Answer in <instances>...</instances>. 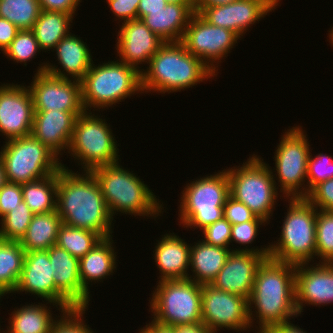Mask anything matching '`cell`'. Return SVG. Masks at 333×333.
I'll return each instance as SVG.
<instances>
[{"label":"cell","instance_id":"cell-1","mask_svg":"<svg viewBox=\"0 0 333 333\" xmlns=\"http://www.w3.org/2000/svg\"><path fill=\"white\" fill-rule=\"evenodd\" d=\"M56 211L63 224L87 229L102 238L113 236V220L92 172H73L62 163L58 171Z\"/></svg>","mask_w":333,"mask_h":333},{"label":"cell","instance_id":"cell-2","mask_svg":"<svg viewBox=\"0 0 333 333\" xmlns=\"http://www.w3.org/2000/svg\"><path fill=\"white\" fill-rule=\"evenodd\" d=\"M295 270V264L271 258L259 266L248 299L250 324L252 327L254 323L259 324L257 333H266L271 327L299 316L295 303Z\"/></svg>","mask_w":333,"mask_h":333},{"label":"cell","instance_id":"cell-3","mask_svg":"<svg viewBox=\"0 0 333 333\" xmlns=\"http://www.w3.org/2000/svg\"><path fill=\"white\" fill-rule=\"evenodd\" d=\"M141 72V89L145 94H165L193 87L217 76L203 61L179 42H165ZM185 88V89H184Z\"/></svg>","mask_w":333,"mask_h":333},{"label":"cell","instance_id":"cell-4","mask_svg":"<svg viewBox=\"0 0 333 333\" xmlns=\"http://www.w3.org/2000/svg\"><path fill=\"white\" fill-rule=\"evenodd\" d=\"M91 172L100 185L112 217L118 214L116 212L154 219L163 214L166 208L163 202L160 203L143 179L124 169L119 162L97 167Z\"/></svg>","mask_w":333,"mask_h":333},{"label":"cell","instance_id":"cell-5","mask_svg":"<svg viewBox=\"0 0 333 333\" xmlns=\"http://www.w3.org/2000/svg\"><path fill=\"white\" fill-rule=\"evenodd\" d=\"M286 199L289 207L279 240L269 243V258L295 265L314 262L317 208L305 197Z\"/></svg>","mask_w":333,"mask_h":333},{"label":"cell","instance_id":"cell-6","mask_svg":"<svg viewBox=\"0 0 333 333\" xmlns=\"http://www.w3.org/2000/svg\"><path fill=\"white\" fill-rule=\"evenodd\" d=\"M81 93L85 111L109 109L134 94L143 93L141 72L120 60H108L98 66L92 62L81 81Z\"/></svg>","mask_w":333,"mask_h":333},{"label":"cell","instance_id":"cell-7","mask_svg":"<svg viewBox=\"0 0 333 333\" xmlns=\"http://www.w3.org/2000/svg\"><path fill=\"white\" fill-rule=\"evenodd\" d=\"M196 178L184 187L179 205V223L184 227L205 229L223 217V206L230 196L226 169Z\"/></svg>","mask_w":333,"mask_h":333},{"label":"cell","instance_id":"cell-8","mask_svg":"<svg viewBox=\"0 0 333 333\" xmlns=\"http://www.w3.org/2000/svg\"><path fill=\"white\" fill-rule=\"evenodd\" d=\"M226 171L230 196L245 204L257 217L269 222L279 197L278 183L269 164L253 154L242 166L229 167Z\"/></svg>","mask_w":333,"mask_h":333},{"label":"cell","instance_id":"cell-9","mask_svg":"<svg viewBox=\"0 0 333 333\" xmlns=\"http://www.w3.org/2000/svg\"><path fill=\"white\" fill-rule=\"evenodd\" d=\"M149 299L155 323L176 327L202 323V285L190 279L163 280Z\"/></svg>","mask_w":333,"mask_h":333},{"label":"cell","instance_id":"cell-10","mask_svg":"<svg viewBox=\"0 0 333 333\" xmlns=\"http://www.w3.org/2000/svg\"><path fill=\"white\" fill-rule=\"evenodd\" d=\"M96 115L84 111L76 118L67 152L74 160H78L83 171L91 172L97 167L113 165L120 160L113 130L106 119L100 118L101 114Z\"/></svg>","mask_w":333,"mask_h":333},{"label":"cell","instance_id":"cell-11","mask_svg":"<svg viewBox=\"0 0 333 333\" xmlns=\"http://www.w3.org/2000/svg\"><path fill=\"white\" fill-rule=\"evenodd\" d=\"M3 145L0 159L8 182L24 184L46 178L62 168L60 158L32 134Z\"/></svg>","mask_w":333,"mask_h":333},{"label":"cell","instance_id":"cell-12","mask_svg":"<svg viewBox=\"0 0 333 333\" xmlns=\"http://www.w3.org/2000/svg\"><path fill=\"white\" fill-rule=\"evenodd\" d=\"M301 127L293 126L282 134L273 158L276 168H271V171L280 184L279 192L285 198L307 196L305 182L308 159L312 150L309 147L307 134ZM273 170H276L275 173Z\"/></svg>","mask_w":333,"mask_h":333},{"label":"cell","instance_id":"cell-13","mask_svg":"<svg viewBox=\"0 0 333 333\" xmlns=\"http://www.w3.org/2000/svg\"><path fill=\"white\" fill-rule=\"evenodd\" d=\"M239 39L241 40L232 30L213 26L195 12L181 42L191 54L218 74V64L231 53Z\"/></svg>","mask_w":333,"mask_h":333},{"label":"cell","instance_id":"cell-14","mask_svg":"<svg viewBox=\"0 0 333 333\" xmlns=\"http://www.w3.org/2000/svg\"><path fill=\"white\" fill-rule=\"evenodd\" d=\"M202 323L217 333L223 327L237 332L250 327L248 299L238 294L215 288L211 284L202 285Z\"/></svg>","mask_w":333,"mask_h":333},{"label":"cell","instance_id":"cell-15","mask_svg":"<svg viewBox=\"0 0 333 333\" xmlns=\"http://www.w3.org/2000/svg\"><path fill=\"white\" fill-rule=\"evenodd\" d=\"M28 86L34 111L84 112L81 82L53 76L47 72L35 73Z\"/></svg>","mask_w":333,"mask_h":333},{"label":"cell","instance_id":"cell-16","mask_svg":"<svg viewBox=\"0 0 333 333\" xmlns=\"http://www.w3.org/2000/svg\"><path fill=\"white\" fill-rule=\"evenodd\" d=\"M281 0H236L225 5L202 7L197 13L209 24L227 28L240 38L249 27L269 15Z\"/></svg>","mask_w":333,"mask_h":333},{"label":"cell","instance_id":"cell-17","mask_svg":"<svg viewBox=\"0 0 333 333\" xmlns=\"http://www.w3.org/2000/svg\"><path fill=\"white\" fill-rule=\"evenodd\" d=\"M34 105L28 86L6 83L0 86V134L6 141L31 135Z\"/></svg>","mask_w":333,"mask_h":333},{"label":"cell","instance_id":"cell-18","mask_svg":"<svg viewBox=\"0 0 333 333\" xmlns=\"http://www.w3.org/2000/svg\"><path fill=\"white\" fill-rule=\"evenodd\" d=\"M47 250L25 253L22 274L14 293L36 295L44 301L58 304L65 311L76 307L55 287ZM27 292V293H26Z\"/></svg>","mask_w":333,"mask_h":333},{"label":"cell","instance_id":"cell-19","mask_svg":"<svg viewBox=\"0 0 333 333\" xmlns=\"http://www.w3.org/2000/svg\"><path fill=\"white\" fill-rule=\"evenodd\" d=\"M295 303L299 315L305 304L320 307L333 303V263L296 265Z\"/></svg>","mask_w":333,"mask_h":333},{"label":"cell","instance_id":"cell-20","mask_svg":"<svg viewBox=\"0 0 333 333\" xmlns=\"http://www.w3.org/2000/svg\"><path fill=\"white\" fill-rule=\"evenodd\" d=\"M121 23L115 46L120 58L118 60L142 72L144 69L139 65H148L151 57L165 41L153 33L141 19Z\"/></svg>","mask_w":333,"mask_h":333},{"label":"cell","instance_id":"cell-21","mask_svg":"<svg viewBox=\"0 0 333 333\" xmlns=\"http://www.w3.org/2000/svg\"><path fill=\"white\" fill-rule=\"evenodd\" d=\"M265 259L263 255L253 252L231 251L211 285L249 299L257 270Z\"/></svg>","mask_w":333,"mask_h":333},{"label":"cell","instance_id":"cell-22","mask_svg":"<svg viewBox=\"0 0 333 333\" xmlns=\"http://www.w3.org/2000/svg\"><path fill=\"white\" fill-rule=\"evenodd\" d=\"M51 51H56L55 55L60 68H63L62 71L55 66L56 64L45 62L39 64L37 73L47 72L56 77L81 82L93 62L91 51L86 42L84 43L80 36L78 37L71 32L62 38Z\"/></svg>","mask_w":333,"mask_h":333},{"label":"cell","instance_id":"cell-23","mask_svg":"<svg viewBox=\"0 0 333 333\" xmlns=\"http://www.w3.org/2000/svg\"><path fill=\"white\" fill-rule=\"evenodd\" d=\"M83 112L34 111L32 135L58 157L69 150L76 118ZM66 148V149H65Z\"/></svg>","mask_w":333,"mask_h":333},{"label":"cell","instance_id":"cell-24","mask_svg":"<svg viewBox=\"0 0 333 333\" xmlns=\"http://www.w3.org/2000/svg\"><path fill=\"white\" fill-rule=\"evenodd\" d=\"M55 287L76 307L88 309L90 295L81 285L79 259L53 245L48 250Z\"/></svg>","mask_w":333,"mask_h":333},{"label":"cell","instance_id":"cell-25","mask_svg":"<svg viewBox=\"0 0 333 333\" xmlns=\"http://www.w3.org/2000/svg\"><path fill=\"white\" fill-rule=\"evenodd\" d=\"M157 242L153 259L159 268V281L187 279L190 268V245L174 232L162 235Z\"/></svg>","mask_w":333,"mask_h":333},{"label":"cell","instance_id":"cell-26","mask_svg":"<svg viewBox=\"0 0 333 333\" xmlns=\"http://www.w3.org/2000/svg\"><path fill=\"white\" fill-rule=\"evenodd\" d=\"M194 13V3H167L161 10L147 11L142 21L165 42H179Z\"/></svg>","mask_w":333,"mask_h":333},{"label":"cell","instance_id":"cell-27","mask_svg":"<svg viewBox=\"0 0 333 333\" xmlns=\"http://www.w3.org/2000/svg\"><path fill=\"white\" fill-rule=\"evenodd\" d=\"M112 236L103 238L79 260V277L82 287L90 293L88 285L104 281L116 269V253ZM114 271V272H113ZM90 282V283H89Z\"/></svg>","mask_w":333,"mask_h":333},{"label":"cell","instance_id":"cell-28","mask_svg":"<svg viewBox=\"0 0 333 333\" xmlns=\"http://www.w3.org/2000/svg\"><path fill=\"white\" fill-rule=\"evenodd\" d=\"M232 248L206 243L203 239L190 246V270L188 279L198 284H211L224 266Z\"/></svg>","mask_w":333,"mask_h":333},{"label":"cell","instance_id":"cell-29","mask_svg":"<svg viewBox=\"0 0 333 333\" xmlns=\"http://www.w3.org/2000/svg\"><path fill=\"white\" fill-rule=\"evenodd\" d=\"M48 303L53 306L55 305L61 314L65 311L61 307L58 308V304L52 302L45 304L40 302L35 304L34 302L31 305L30 303H26V305H22L20 308H15L14 311L9 314L7 330L1 332L0 329V333H50L52 325L58 318L52 315L53 313L51 312L53 311L49 310L51 308L46 306Z\"/></svg>","mask_w":333,"mask_h":333},{"label":"cell","instance_id":"cell-30","mask_svg":"<svg viewBox=\"0 0 333 333\" xmlns=\"http://www.w3.org/2000/svg\"><path fill=\"white\" fill-rule=\"evenodd\" d=\"M63 224L57 211L34 214L27 228L26 235L21 239L25 252L48 250L56 245L59 228Z\"/></svg>","mask_w":333,"mask_h":333},{"label":"cell","instance_id":"cell-31","mask_svg":"<svg viewBox=\"0 0 333 333\" xmlns=\"http://www.w3.org/2000/svg\"><path fill=\"white\" fill-rule=\"evenodd\" d=\"M73 19L71 14L41 10L32 29L40 49L44 52L53 50L70 33Z\"/></svg>","mask_w":333,"mask_h":333},{"label":"cell","instance_id":"cell-32","mask_svg":"<svg viewBox=\"0 0 333 333\" xmlns=\"http://www.w3.org/2000/svg\"><path fill=\"white\" fill-rule=\"evenodd\" d=\"M25 250L20 241L0 239V299L13 293L22 274Z\"/></svg>","mask_w":333,"mask_h":333},{"label":"cell","instance_id":"cell-33","mask_svg":"<svg viewBox=\"0 0 333 333\" xmlns=\"http://www.w3.org/2000/svg\"><path fill=\"white\" fill-rule=\"evenodd\" d=\"M58 171L46 178L22 184L25 204L34 214L56 211Z\"/></svg>","mask_w":333,"mask_h":333},{"label":"cell","instance_id":"cell-34","mask_svg":"<svg viewBox=\"0 0 333 333\" xmlns=\"http://www.w3.org/2000/svg\"><path fill=\"white\" fill-rule=\"evenodd\" d=\"M102 239L94 231L62 224L59 228L56 245L80 260Z\"/></svg>","mask_w":333,"mask_h":333},{"label":"cell","instance_id":"cell-35","mask_svg":"<svg viewBox=\"0 0 333 333\" xmlns=\"http://www.w3.org/2000/svg\"><path fill=\"white\" fill-rule=\"evenodd\" d=\"M40 12L38 0H0V17L20 30L33 29Z\"/></svg>","mask_w":333,"mask_h":333},{"label":"cell","instance_id":"cell-36","mask_svg":"<svg viewBox=\"0 0 333 333\" xmlns=\"http://www.w3.org/2000/svg\"><path fill=\"white\" fill-rule=\"evenodd\" d=\"M33 215L34 213L25 204V201H21L20 204L0 219V239L21 241L26 235Z\"/></svg>","mask_w":333,"mask_h":333},{"label":"cell","instance_id":"cell-37","mask_svg":"<svg viewBox=\"0 0 333 333\" xmlns=\"http://www.w3.org/2000/svg\"><path fill=\"white\" fill-rule=\"evenodd\" d=\"M316 257L319 262L333 263V211L317 209Z\"/></svg>","mask_w":333,"mask_h":333},{"label":"cell","instance_id":"cell-38","mask_svg":"<svg viewBox=\"0 0 333 333\" xmlns=\"http://www.w3.org/2000/svg\"><path fill=\"white\" fill-rule=\"evenodd\" d=\"M268 222L266 221H248L240 224H234L231 225V239L230 243H238L240 247L233 248V252H253L256 254L263 255L266 259L269 258V252H270V245H264V247L255 248L252 247L247 248L249 245L246 246V244H252L259 234L258 231L261 227V225L265 226ZM260 226V227H259ZM246 246L244 248H241V246ZM241 248V249H240ZM236 249V250H235Z\"/></svg>","mask_w":333,"mask_h":333},{"label":"cell","instance_id":"cell-39","mask_svg":"<svg viewBox=\"0 0 333 333\" xmlns=\"http://www.w3.org/2000/svg\"><path fill=\"white\" fill-rule=\"evenodd\" d=\"M41 49L36 40L35 34L32 29L19 30L15 39L11 42L10 46L4 51L7 58L19 63L27 65V61L35 58Z\"/></svg>","mask_w":333,"mask_h":333},{"label":"cell","instance_id":"cell-40","mask_svg":"<svg viewBox=\"0 0 333 333\" xmlns=\"http://www.w3.org/2000/svg\"><path fill=\"white\" fill-rule=\"evenodd\" d=\"M312 157L310 153L307 165V195L319 183L333 178V156L319 153Z\"/></svg>","mask_w":333,"mask_h":333},{"label":"cell","instance_id":"cell-41","mask_svg":"<svg viewBox=\"0 0 333 333\" xmlns=\"http://www.w3.org/2000/svg\"><path fill=\"white\" fill-rule=\"evenodd\" d=\"M85 311L86 308L64 311L52 325L50 333H94L83 319Z\"/></svg>","mask_w":333,"mask_h":333},{"label":"cell","instance_id":"cell-42","mask_svg":"<svg viewBox=\"0 0 333 333\" xmlns=\"http://www.w3.org/2000/svg\"><path fill=\"white\" fill-rule=\"evenodd\" d=\"M223 217L231 224L248 221H265L257 217L245 204L229 196L223 206Z\"/></svg>","mask_w":333,"mask_h":333},{"label":"cell","instance_id":"cell-43","mask_svg":"<svg viewBox=\"0 0 333 333\" xmlns=\"http://www.w3.org/2000/svg\"><path fill=\"white\" fill-rule=\"evenodd\" d=\"M204 235V241L208 244L221 246L225 248H231V224L222 217L220 220L212 223L202 230Z\"/></svg>","mask_w":333,"mask_h":333},{"label":"cell","instance_id":"cell-44","mask_svg":"<svg viewBox=\"0 0 333 333\" xmlns=\"http://www.w3.org/2000/svg\"><path fill=\"white\" fill-rule=\"evenodd\" d=\"M305 198L319 210L333 211V178L316 185Z\"/></svg>","mask_w":333,"mask_h":333},{"label":"cell","instance_id":"cell-45","mask_svg":"<svg viewBox=\"0 0 333 333\" xmlns=\"http://www.w3.org/2000/svg\"><path fill=\"white\" fill-rule=\"evenodd\" d=\"M23 201L22 184L6 182L0 188V218Z\"/></svg>","mask_w":333,"mask_h":333},{"label":"cell","instance_id":"cell-46","mask_svg":"<svg viewBox=\"0 0 333 333\" xmlns=\"http://www.w3.org/2000/svg\"><path fill=\"white\" fill-rule=\"evenodd\" d=\"M108 7L117 20L123 22L137 19V10L140 0H106Z\"/></svg>","mask_w":333,"mask_h":333},{"label":"cell","instance_id":"cell-47","mask_svg":"<svg viewBox=\"0 0 333 333\" xmlns=\"http://www.w3.org/2000/svg\"><path fill=\"white\" fill-rule=\"evenodd\" d=\"M41 10L76 15V9L82 0H38Z\"/></svg>","mask_w":333,"mask_h":333},{"label":"cell","instance_id":"cell-48","mask_svg":"<svg viewBox=\"0 0 333 333\" xmlns=\"http://www.w3.org/2000/svg\"><path fill=\"white\" fill-rule=\"evenodd\" d=\"M19 30L13 23L0 17V50L2 53L10 46Z\"/></svg>","mask_w":333,"mask_h":333},{"label":"cell","instance_id":"cell-49","mask_svg":"<svg viewBox=\"0 0 333 333\" xmlns=\"http://www.w3.org/2000/svg\"><path fill=\"white\" fill-rule=\"evenodd\" d=\"M165 0H140L137 10V19H143L147 11L161 10L166 6Z\"/></svg>","mask_w":333,"mask_h":333},{"label":"cell","instance_id":"cell-50","mask_svg":"<svg viewBox=\"0 0 333 333\" xmlns=\"http://www.w3.org/2000/svg\"><path fill=\"white\" fill-rule=\"evenodd\" d=\"M266 333H307V331L289 321L271 327Z\"/></svg>","mask_w":333,"mask_h":333},{"label":"cell","instance_id":"cell-51","mask_svg":"<svg viewBox=\"0 0 333 333\" xmlns=\"http://www.w3.org/2000/svg\"><path fill=\"white\" fill-rule=\"evenodd\" d=\"M174 333H212L203 323L174 327Z\"/></svg>","mask_w":333,"mask_h":333},{"label":"cell","instance_id":"cell-52","mask_svg":"<svg viewBox=\"0 0 333 333\" xmlns=\"http://www.w3.org/2000/svg\"><path fill=\"white\" fill-rule=\"evenodd\" d=\"M142 329L146 333H174V327L162 326L154 321L149 322L145 327H142Z\"/></svg>","mask_w":333,"mask_h":333},{"label":"cell","instance_id":"cell-53","mask_svg":"<svg viewBox=\"0 0 333 333\" xmlns=\"http://www.w3.org/2000/svg\"><path fill=\"white\" fill-rule=\"evenodd\" d=\"M236 0H194V11L198 12L202 7L225 5Z\"/></svg>","mask_w":333,"mask_h":333},{"label":"cell","instance_id":"cell-54","mask_svg":"<svg viewBox=\"0 0 333 333\" xmlns=\"http://www.w3.org/2000/svg\"><path fill=\"white\" fill-rule=\"evenodd\" d=\"M7 182L4 165L0 159V188Z\"/></svg>","mask_w":333,"mask_h":333},{"label":"cell","instance_id":"cell-55","mask_svg":"<svg viewBox=\"0 0 333 333\" xmlns=\"http://www.w3.org/2000/svg\"><path fill=\"white\" fill-rule=\"evenodd\" d=\"M167 3H194V0H165Z\"/></svg>","mask_w":333,"mask_h":333},{"label":"cell","instance_id":"cell-56","mask_svg":"<svg viewBox=\"0 0 333 333\" xmlns=\"http://www.w3.org/2000/svg\"><path fill=\"white\" fill-rule=\"evenodd\" d=\"M329 42L330 44H332L331 46L333 47V27L331 28V30L329 29Z\"/></svg>","mask_w":333,"mask_h":333},{"label":"cell","instance_id":"cell-57","mask_svg":"<svg viewBox=\"0 0 333 333\" xmlns=\"http://www.w3.org/2000/svg\"><path fill=\"white\" fill-rule=\"evenodd\" d=\"M139 330H140L139 333H146L142 328Z\"/></svg>","mask_w":333,"mask_h":333}]
</instances>
